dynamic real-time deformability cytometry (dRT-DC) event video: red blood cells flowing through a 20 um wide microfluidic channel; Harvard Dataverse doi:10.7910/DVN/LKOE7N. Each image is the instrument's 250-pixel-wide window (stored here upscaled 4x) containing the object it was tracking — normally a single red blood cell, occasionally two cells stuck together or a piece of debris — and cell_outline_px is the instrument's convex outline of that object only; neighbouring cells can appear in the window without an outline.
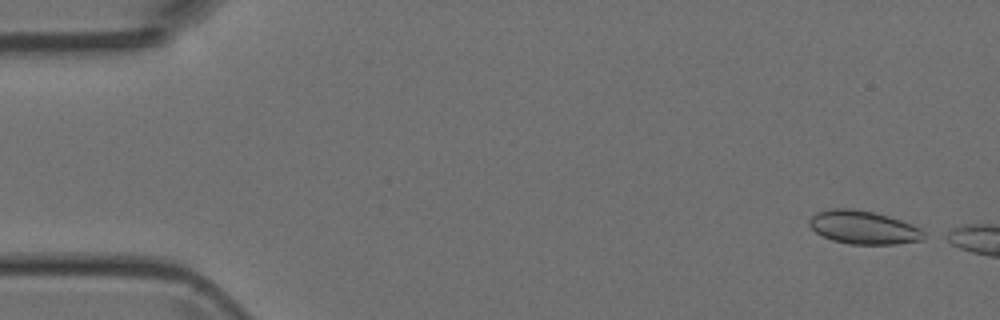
{"species": "Egyptian fruit bat (a non-hibernating species)", "species_latin": "Rousettus aegyptiacus", "temperature_condition": "room temperature", "stored_images_in_passage": 7, "camera_frame_rate_fps": 3000, "um_per_image_px": 0.085, "animal": {"sex": "female"}, "frame": {"image": 1, "passage_image": 2, "time_ms": 0.333, "image_size_px": [1000, 320], "cell_outline_px": [[924, 240], [896, 244], [852, 244], [832, 240], [816, 232], [808, 224], [808, 220], [816, 212], [832, 208], [852, 208], [872, 212], [888, 216], [912, 224], [920, 228], [924, 232]], "centroid_in_image_um": [73.39, 19.33], "position_along_channel_um": 11.6, "area_um2": 22.2}}